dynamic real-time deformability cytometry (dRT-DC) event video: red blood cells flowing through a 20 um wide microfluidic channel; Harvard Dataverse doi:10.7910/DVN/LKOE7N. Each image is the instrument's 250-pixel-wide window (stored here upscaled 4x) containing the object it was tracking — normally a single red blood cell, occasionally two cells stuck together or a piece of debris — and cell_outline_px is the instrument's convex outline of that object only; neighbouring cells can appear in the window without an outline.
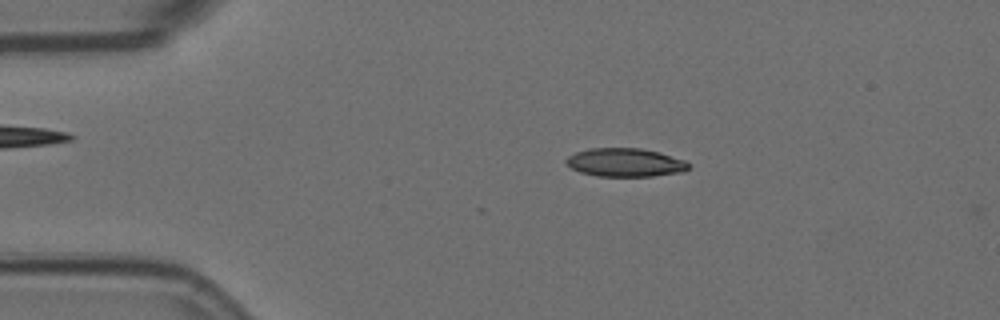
{"species": "Egyptian fruit bat (a non-hibernating species)", "species_latin": "Rousettus aegyptiacus", "temperature_condition": "room temperature", "stored_images_in_passage": 4, "camera_frame_rate_fps": 3000, "um_per_image_px": 0.085, "animal": {"sex": "female"}, "frame": {"image": 1, "passage_image": 2, "time_ms": 0.333, "image_size_px": [1000, 320], "cell_outline_px": [[692, 164], [684, 172], [652, 176], [596, 176], [580, 172], [572, 168], [564, 160], [568, 156], [576, 152], [588, 148], [640, 148], [660, 152], [684, 160]], "centroid_in_image_um": [53.16, 13.81], "position_along_channel_um": 31.8, "area_um2": 20.4}}
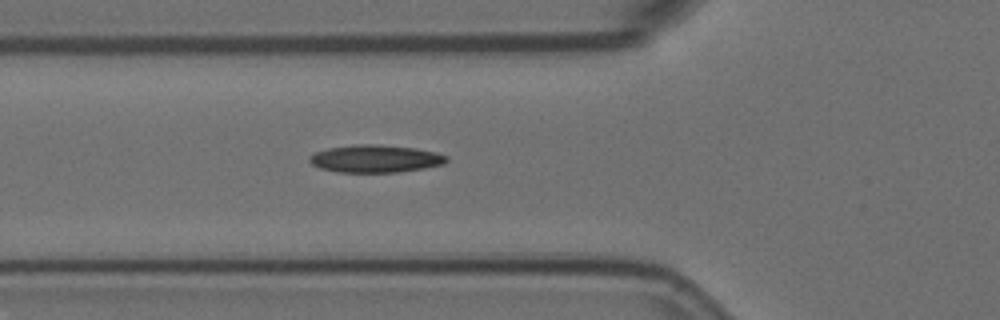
{"frame": {"image": 2, "passage_image": 4, "time_ms": 1.0, "image_size_px": [1000, 320], "cell_outline_px": [[448, 160], [444, 164], [424, 168], [400, 172], [340, 172], [320, 168], [312, 164], [308, 160], [308, 156], [316, 152], [328, 148], [352, 144], [376, 144], [416, 148], [436, 152], [448, 156]], "centroid_in_image_um": [31.91, 13.48], "position_along_channel_um": 93.9, "area_um2": 22.14}}